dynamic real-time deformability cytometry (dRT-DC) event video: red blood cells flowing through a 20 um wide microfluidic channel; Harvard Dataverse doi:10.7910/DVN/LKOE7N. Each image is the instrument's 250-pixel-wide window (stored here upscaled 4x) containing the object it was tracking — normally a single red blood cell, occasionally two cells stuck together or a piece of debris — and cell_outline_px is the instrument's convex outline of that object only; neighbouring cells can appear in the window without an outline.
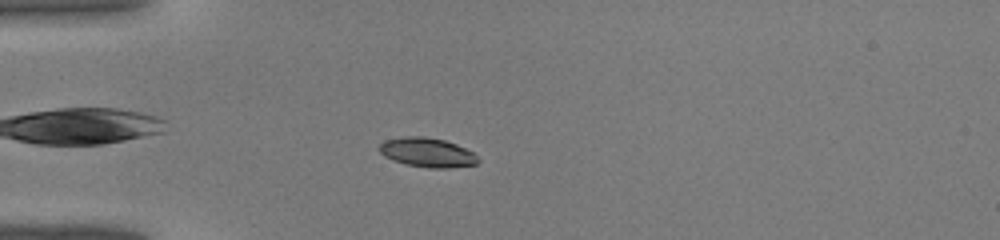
{"species": "common noctule bat (a hibernating species)", "species_latin": "Nyctalus noctula", "temperature_condition": "warm", "stored_images_in_passage": 43, "camera_frame_rate_fps": 3000, "um_per_image_px": 0.085, "animal": {"sex": "male", "body_mass_g": 19.0, "forearm_length_mm": 50.8}, "frame": {"image": 1, "passage_image": 12, "time_ms": 3.667, "image_size_px": [1000, 240], "cell_outline_px": [[480, 160], [476, 164], [448, 168], [428, 168], [404, 164], [392, 160], [384, 156], [380, 152], [380, 144], [384, 140], [404, 136], [424, 136], [444, 140], [456, 144], [472, 152]], "centroid_in_image_um": [36.29, 12.96], "position_along_channel_um": 48.7, "area_um2": 16.88}}
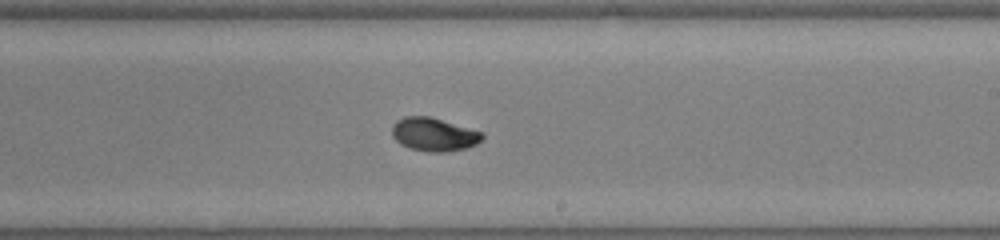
{"frame": {"image": 2, "passage_image": 26, "time_ms": 8.333, "image_size_px": [1000, 240], "cell_outline_px": [[484, 136], [476, 144], [464, 148], [448, 152], [428, 152], [412, 148], [400, 144], [392, 136], [392, 124], [396, 120], [404, 116], [428, 116], [484, 132]], "centroid_in_image_um": [36.86, 11.42], "position_along_channel_um": 252.1, "area_um2": 17.51}}
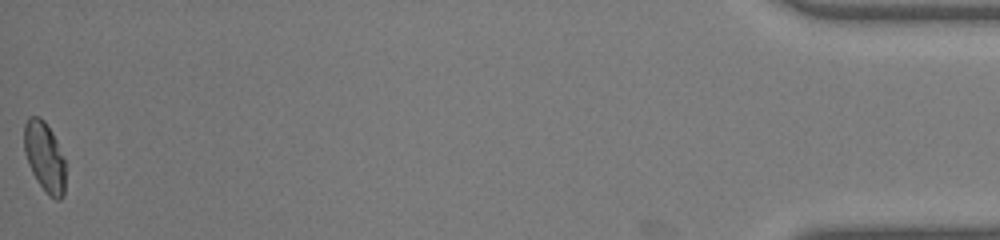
{"frame": {"image": 3, "passage_image": 43, "time_ms": 14.0, "image_size_px": [1000, 240], "cell_outline_px": [[64, 196], [60, 200], [56, 200], [48, 196], [36, 180], [28, 164], [24, 152], [24, 124], [28, 116], [40, 116], [44, 120], [52, 132], [56, 140], [64, 160]], "centroid_in_image_um": [3.77, 13.33], "position_along_channel_um": 431.4, "area_um2": 16.94}}